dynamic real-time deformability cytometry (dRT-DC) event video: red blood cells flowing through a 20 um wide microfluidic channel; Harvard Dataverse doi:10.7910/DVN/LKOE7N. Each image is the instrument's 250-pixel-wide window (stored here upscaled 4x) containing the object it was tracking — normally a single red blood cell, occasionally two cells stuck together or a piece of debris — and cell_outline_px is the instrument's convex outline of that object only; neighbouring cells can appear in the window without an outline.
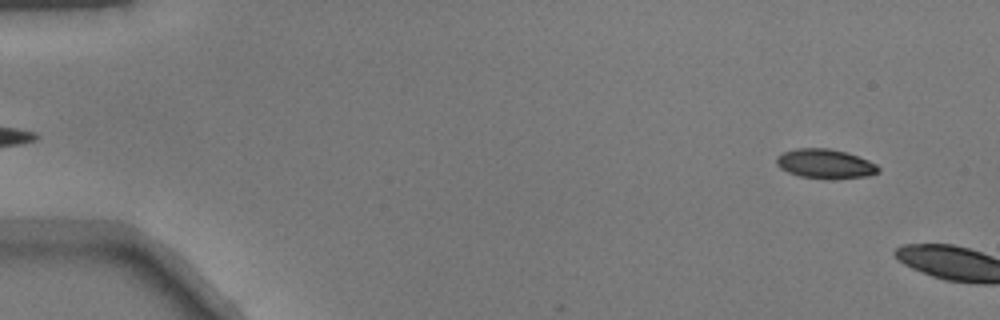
{"species": "common noctule bat (a hibernating species)", "species_latin": "Nyctalus noctula", "temperature_condition": "warm", "stored_images_in_passage": 7, "camera_frame_rate_fps": 3000, "um_per_image_px": 0.085, "animal": {"sex": "male", "body_mass_g": 17.9}, "frame": {"image": 1, "passage_image": 5, "time_ms": 1.333, "image_size_px": [1000, 320], "cell_outline_px": [[880, 172], [868, 176], [832, 180], [828, 180], [800, 176], [788, 172], [780, 168], [776, 164], [776, 156], [784, 152], [796, 148], [828, 148], [844, 152], [868, 160], [876, 164], [880, 168]], "centroid_in_image_um": [70.14, 13.94], "position_along_channel_um": 14.9, "area_um2": 17.63}}